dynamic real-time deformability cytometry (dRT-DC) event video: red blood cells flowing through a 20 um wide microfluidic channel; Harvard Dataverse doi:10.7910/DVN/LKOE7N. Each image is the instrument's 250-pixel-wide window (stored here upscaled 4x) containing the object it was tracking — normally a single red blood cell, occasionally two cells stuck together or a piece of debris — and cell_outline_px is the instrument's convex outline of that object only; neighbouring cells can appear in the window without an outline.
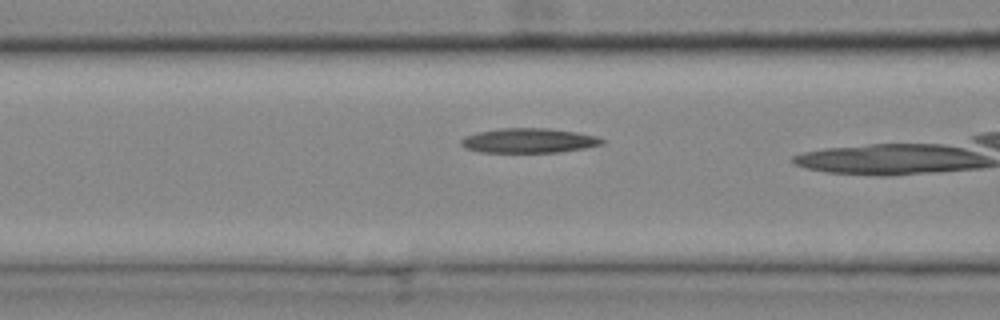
{"species": "common noctule bat (a hibernating species)", "species_latin": "Nyctalus noctula", "temperature_condition": "cold", "stored_images_in_passage": 8, "camera_frame_rate_fps": 3000, "um_per_image_px": 0.085, "animal": {"sex": "female", "body_mass_g": 25.1}, "frame": {"image": 1, "passage_image": 6, "time_ms": 1.667, "image_size_px": [1000, 320], "cell_outline_px": [[604, 144], [584, 148], [560, 152], [480, 152], [468, 148], [460, 144], [460, 140], [464, 136], [480, 132], [504, 128], [548, 128], [576, 132], [596, 136], [604, 140]], "centroid_in_image_um": [44.97, 11.95], "position_along_channel_um": 121.6, "area_um2": 20.06}}